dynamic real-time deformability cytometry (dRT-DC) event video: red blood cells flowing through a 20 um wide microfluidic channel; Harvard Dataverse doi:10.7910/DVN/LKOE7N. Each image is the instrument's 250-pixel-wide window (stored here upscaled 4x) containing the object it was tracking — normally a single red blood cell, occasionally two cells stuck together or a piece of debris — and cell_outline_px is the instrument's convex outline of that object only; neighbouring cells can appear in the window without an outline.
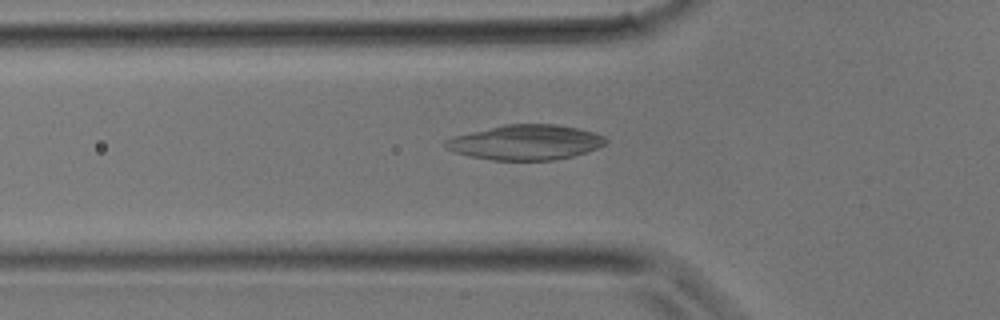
{"species": "common noctule bat (a hibernating species)", "species_latin": "Nyctalus noctula", "temperature_condition": "room temperature", "stored_images_in_passage": 34, "camera_frame_rate_fps": 3000, "um_per_image_px": 0.085, "animal": {"sex": "male", "body_mass_g": 17.9}, "frame": {"image": 1, "passage_image": 11, "time_ms": 3.333, "image_size_px": [1000, 320], "cell_outline_px": [[608, 144], [572, 156], [556, 160], [492, 160], [468, 156], [456, 152], [448, 148], [444, 144], [444, 140], [452, 136], [504, 124], [556, 124], [580, 128], [596, 132], [604, 136], [608, 140]], "centroid_in_image_um": [44.7, 12.09], "position_along_channel_um": 81.1, "area_um2": 32.89}}
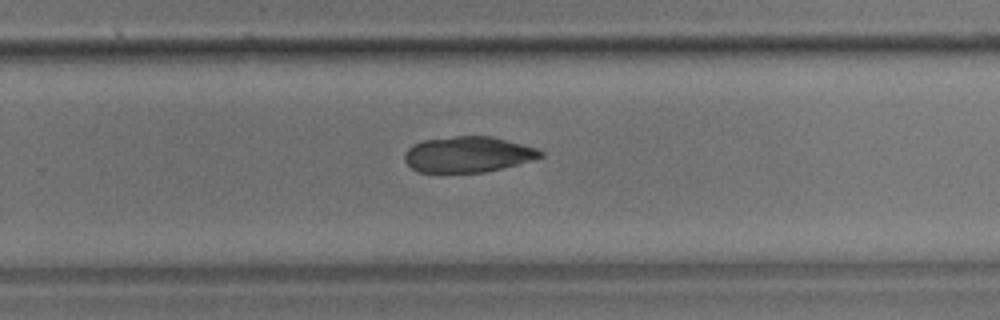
{"frame": {"image": 2, "passage_image": 22, "time_ms": 7.0, "image_size_px": [1000, 320], "cell_outline_px": [[544, 156], [532, 160], [484, 172], [420, 172], [412, 168], [404, 160], [404, 152], [412, 144], [424, 140], [456, 136], [492, 136], [536, 148], [544, 152]], "centroid_in_image_um": [39.75, 13.12], "position_along_channel_um": 290.0, "area_um2": 28.15}}
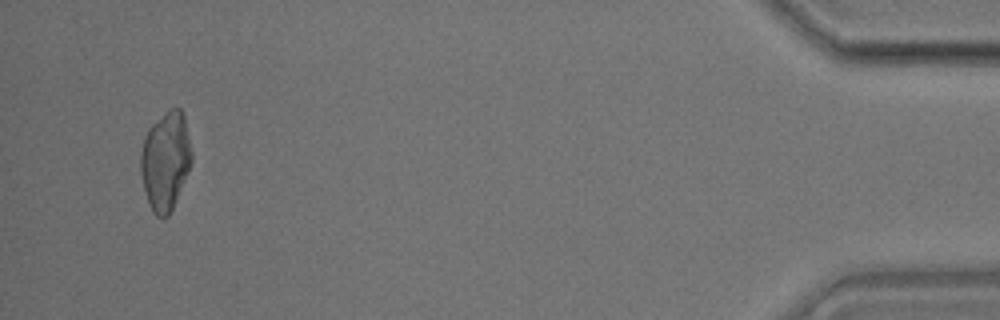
{"frame": {"image": 3, "passage_image": 33, "time_ms": 10.667, "image_size_px": [1000, 320], "cell_outline_px": [[192, 160], [172, 208], [168, 216], [156, 216], [152, 212], [144, 188], [140, 172], [140, 152], [144, 136], [148, 128], [168, 108], [180, 108], [184, 116], [192, 152]], "centroid_in_image_um": [14.04, 13.62], "position_along_channel_um": 421.2, "area_um2": 29.02}}